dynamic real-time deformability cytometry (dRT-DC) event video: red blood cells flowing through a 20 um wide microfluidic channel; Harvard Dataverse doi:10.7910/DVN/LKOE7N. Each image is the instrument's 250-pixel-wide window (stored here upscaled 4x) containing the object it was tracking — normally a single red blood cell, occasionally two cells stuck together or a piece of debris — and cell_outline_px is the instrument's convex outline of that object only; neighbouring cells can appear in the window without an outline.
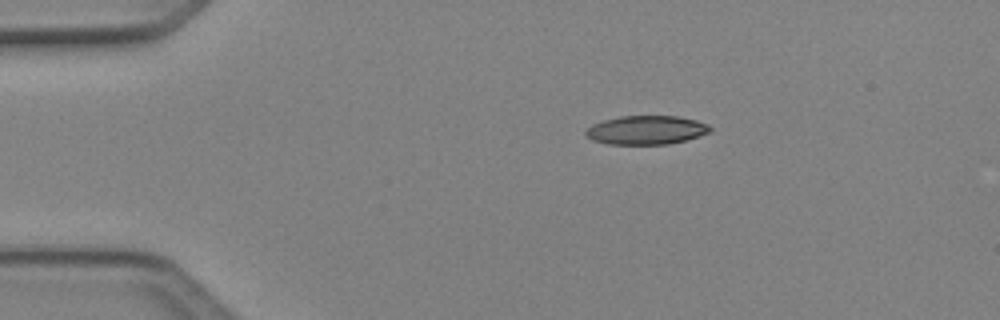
{"species": "Egyptian fruit bat (a non-hibernating species)", "species_latin": "Rousettus aegyptiacus", "temperature_condition": "cold", "stored_images_in_passage": 3, "camera_frame_rate_fps": 3000, "um_per_image_px": 0.085, "animal": {"sex": "female"}, "frame": {"image": 1, "passage_image": 1, "time_ms": 0.0, "image_size_px": [1000, 320], "cell_outline_px": [[712, 132], [684, 140], [668, 144], [608, 144], [592, 140], [584, 136], [584, 132], [592, 124], [604, 120], [620, 116], [676, 116], [696, 120], [708, 124], [712, 128]], "centroid_in_image_um": [54.92, 11.05], "position_along_channel_um": 30.1, "area_um2": 20.92}}
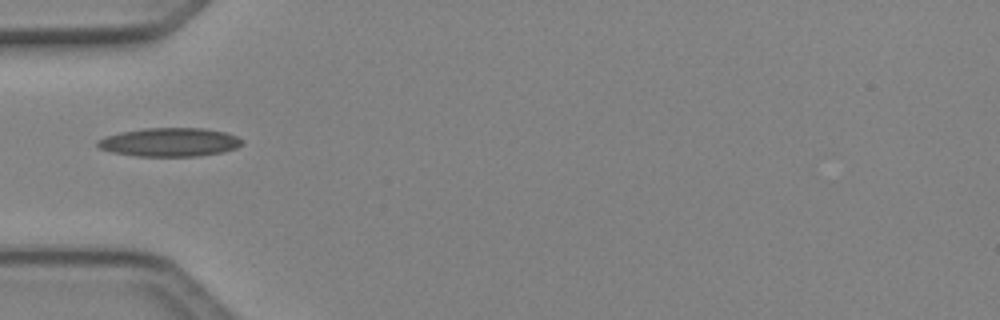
{"frame": {"image": 2, "passage_image": 3, "time_ms": 0.667, "image_size_px": [1000, 320], "cell_outline_px": [[244, 144], [236, 148], [224, 152], [200, 156], [136, 156], [112, 152], [100, 148], [96, 144], [96, 140], [104, 136], [120, 132], [144, 128], [204, 128], [224, 132], [236, 136], [244, 140]], "centroid_in_image_um": [14.43, 12.08], "position_along_channel_um": 70.6, "area_um2": 24.33}}